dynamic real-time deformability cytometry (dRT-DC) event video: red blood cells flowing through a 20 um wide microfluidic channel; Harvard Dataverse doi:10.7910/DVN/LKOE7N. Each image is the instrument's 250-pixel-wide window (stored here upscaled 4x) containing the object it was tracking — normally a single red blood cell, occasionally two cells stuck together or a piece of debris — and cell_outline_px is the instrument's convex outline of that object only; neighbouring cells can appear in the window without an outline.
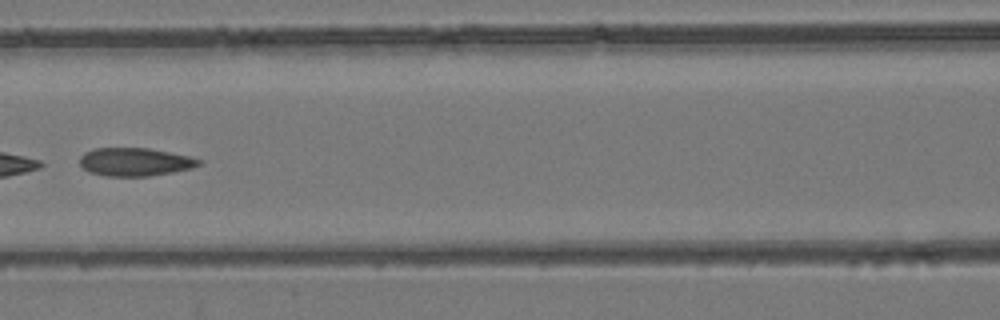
{"species": "common noctule bat (a hibernating species)", "species_latin": "Nyctalus noctula", "temperature_condition": "room temperature", "stored_images_in_passage": 5, "camera_frame_rate_fps": 3000, "um_per_image_px": 0.085, "animal": {"sex": "female", "body_mass_g": 24.6, "forearm_length_mm": 56.2}, "frame": {"image": 1, "passage_image": 4, "time_ms": 3.333, "image_size_px": [1000, 320], "cell_outline_px": [[204, 160], [200, 164], [192, 168], [172, 172], [148, 176], [108, 176], [88, 172], [80, 164], [80, 156], [84, 152], [96, 148], [148, 148], [188, 156]], "centroid_in_image_um": [11.46, 13.76], "position_along_channel_um": 155.1, "area_um2": 19.48}}
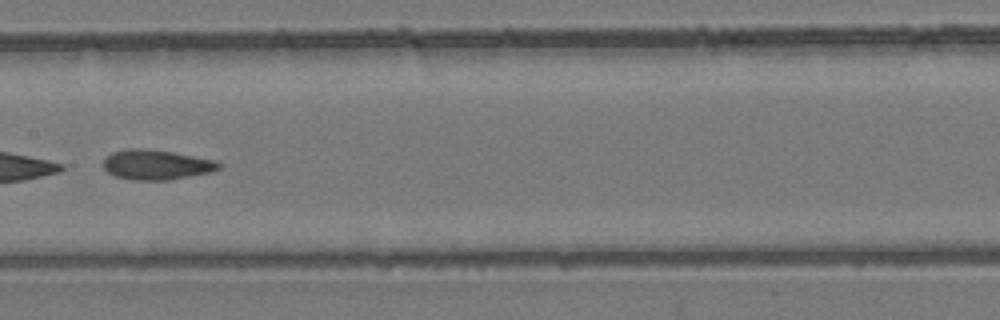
{"frame": {"image": 2, "passage_image": 5, "time_ms": 4.333, "image_size_px": [1000, 320], "cell_outline_px": [[224, 164], [220, 168], [212, 172], [168, 180], [132, 180], [116, 176], [108, 172], [104, 168], [104, 160], [112, 152], [128, 148], [144, 148], [172, 152], [212, 160]], "centroid_in_image_um": [13.29, 14.0], "position_along_channel_um": 194.1, "area_um2": 20.0}}